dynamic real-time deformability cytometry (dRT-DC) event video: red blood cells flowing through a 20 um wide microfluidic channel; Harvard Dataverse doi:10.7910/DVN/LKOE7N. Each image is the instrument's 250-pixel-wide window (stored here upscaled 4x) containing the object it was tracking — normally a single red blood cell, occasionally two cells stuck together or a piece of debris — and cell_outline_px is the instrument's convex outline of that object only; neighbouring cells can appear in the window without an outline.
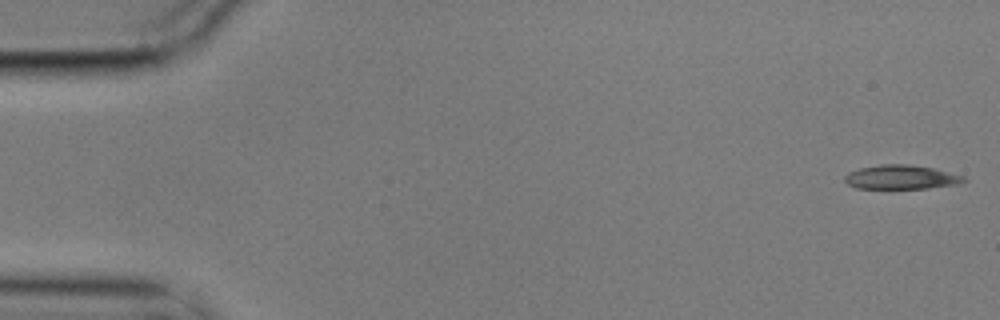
{"species": "common noctule bat (a hibernating species)", "species_latin": "Nyctalus noctula", "temperature_condition": "cold", "stored_images_in_passage": 5, "camera_frame_rate_fps": 3000, "um_per_image_px": 0.085, "animal": {"sex": "male", "body_mass_g": 17.9}, "frame": {"image": 1, "passage_image": 1, "time_ms": 0.0, "image_size_px": [1000, 320], "cell_outline_px": [[968, 180], [960, 184], [928, 188], [856, 188], [848, 184], [844, 180], [844, 176], [848, 172], [860, 168], [880, 164], [908, 164], [932, 168], [964, 176]], "centroid_in_image_um": [76.6, 15.06], "position_along_channel_um": 8.4, "area_um2": 16.7}}
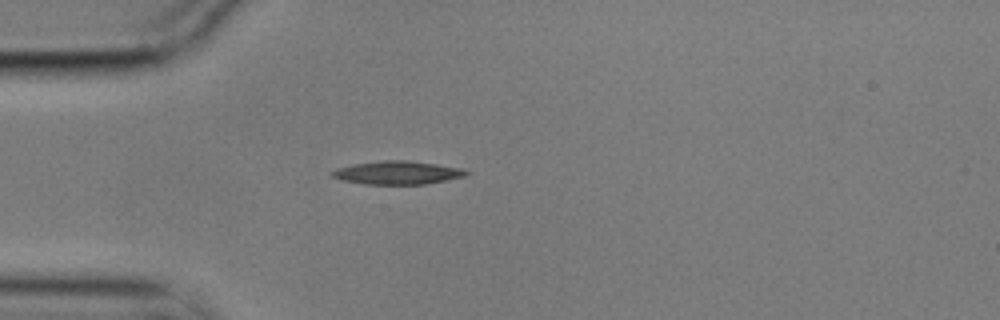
{"frame": {"image": 2, "passage_image": 5, "time_ms": 1.333, "image_size_px": [1000, 320], "cell_outline_px": [[472, 172], [464, 176], [424, 184], [364, 184], [340, 180], [332, 176], [328, 172], [336, 168], [352, 164], [380, 160], [404, 160], [436, 164], [464, 168]], "centroid_in_image_um": [33.74, 14.67], "position_along_channel_um": 51.3, "area_um2": 18.32}}